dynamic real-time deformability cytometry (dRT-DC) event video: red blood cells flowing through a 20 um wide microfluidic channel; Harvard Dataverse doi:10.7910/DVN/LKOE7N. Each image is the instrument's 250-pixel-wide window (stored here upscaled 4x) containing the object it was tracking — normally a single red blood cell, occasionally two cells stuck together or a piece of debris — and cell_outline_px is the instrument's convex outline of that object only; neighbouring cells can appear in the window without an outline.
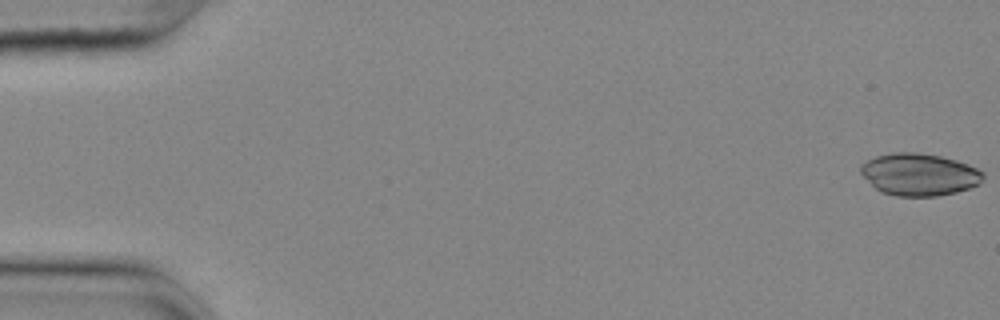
{"species": "common noctule bat (a hibernating species)", "species_latin": "Nyctalus noctula", "temperature_condition": "cold", "stored_images_in_passage": 56, "camera_frame_rate_fps": 3000, "um_per_image_px": 0.085, "animal": {"sex": "female", "body_mass_g": 25.1}, "frame": {"image": 1, "passage_image": 1, "time_ms": 0.0, "image_size_px": [1000, 320], "cell_outline_px": [[984, 176], [980, 184], [956, 192], [936, 196], [896, 196], [884, 192], [876, 188], [860, 172], [860, 164], [876, 156], [892, 152], [916, 152], [940, 156], [956, 160], [968, 164], [984, 172]], "centroid_in_image_um": [78.15, 14.82], "position_along_channel_um": 6.8, "area_um2": 30.0}}
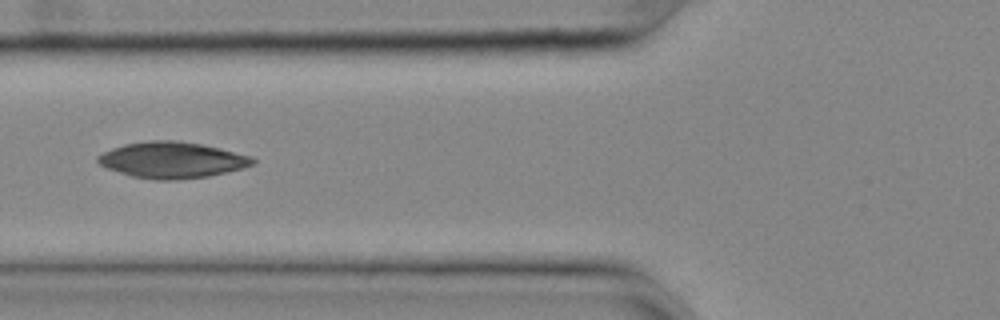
{"frame": {"image": 2, "passage_image": 22, "time_ms": 7.0, "image_size_px": [1000, 320], "cell_outline_px": [[256, 164], [244, 168], [208, 176], [172, 180], [156, 180], [132, 176], [108, 168], [100, 164], [96, 160], [96, 156], [112, 148], [124, 144], [148, 140], [176, 140], [200, 144], [220, 148], [252, 156], [256, 160]], "centroid_in_image_um": [14.65, 13.59], "position_along_channel_um": 111.2, "area_um2": 32.6}}
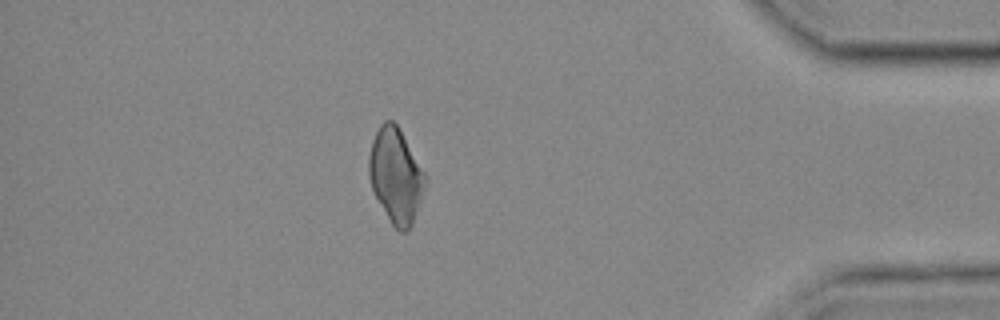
{"frame": {"image": 3, "passage_image": 49, "time_ms": 16.0, "image_size_px": [1000, 320], "cell_outline_px": [[424, 188], [412, 224], [404, 232], [400, 232], [392, 224], [376, 196], [372, 188], [368, 172], [368, 160], [372, 140], [380, 124], [384, 120], [392, 120], [396, 124], [424, 172]], "centroid_in_image_um": [33.6, 14.9], "position_along_channel_um": 401.6, "area_um2": 30.06}}